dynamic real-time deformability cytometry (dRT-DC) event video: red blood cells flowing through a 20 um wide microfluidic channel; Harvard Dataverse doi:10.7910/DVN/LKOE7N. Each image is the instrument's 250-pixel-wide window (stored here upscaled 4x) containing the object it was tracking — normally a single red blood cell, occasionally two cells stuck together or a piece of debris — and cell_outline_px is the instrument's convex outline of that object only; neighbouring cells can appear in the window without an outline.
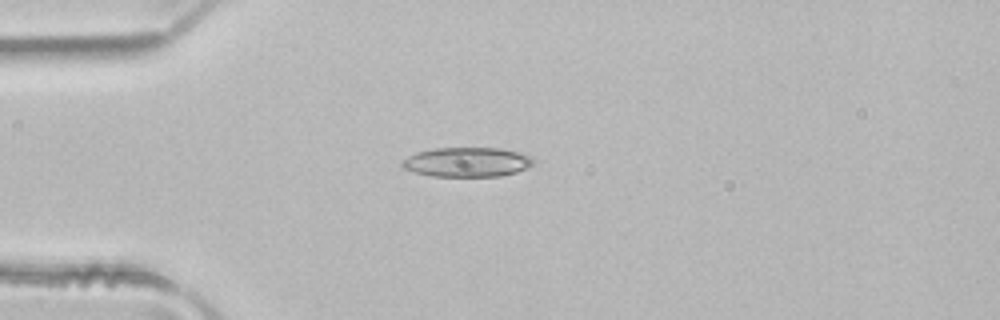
{"species": "common noctule bat (a hibernating species)", "species_latin": "Nyctalus noctula", "temperature_condition": "room temperature", "stored_images_in_passage": 4, "camera_frame_rate_fps": 3000, "um_per_image_px": 0.085, "animal": {"sex": "male", "body_mass_g": 21.5, "forearm_length_mm": 52.0}, "frame": {"image": 1, "passage_image": 4, "time_ms": 1.0, "image_size_px": [1000, 320], "cell_outline_px": [[536, 160], [532, 164], [516, 172], [500, 176], [432, 176], [416, 172], [404, 168], [400, 164], [408, 156], [416, 152], [436, 148], [500, 148], [532, 156]], "centroid_in_image_um": [39.7, 13.77], "position_along_channel_um": 45.3, "area_um2": 22.37}}